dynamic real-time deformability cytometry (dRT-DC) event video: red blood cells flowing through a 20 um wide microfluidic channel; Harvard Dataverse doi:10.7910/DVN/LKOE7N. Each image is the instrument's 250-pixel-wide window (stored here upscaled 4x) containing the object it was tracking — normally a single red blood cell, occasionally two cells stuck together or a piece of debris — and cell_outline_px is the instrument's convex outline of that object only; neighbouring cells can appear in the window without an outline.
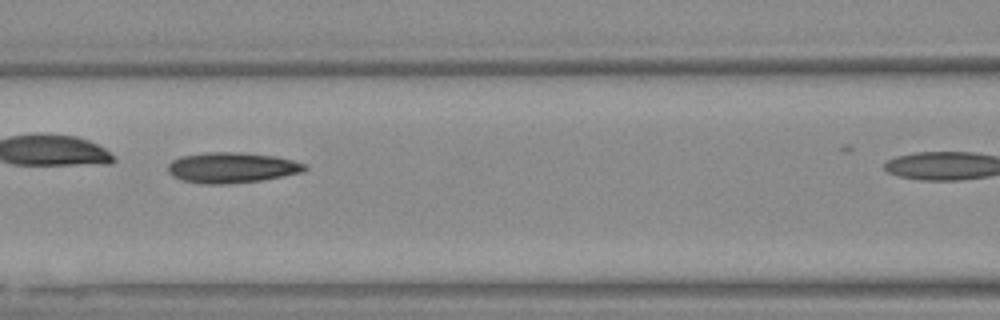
{"species": "Egyptian fruit bat (a non-hibernating species)", "species_latin": "Rousettus aegyptiacus", "temperature_condition": "warm", "stored_images_in_passage": 29, "camera_frame_rate_fps": 3000, "um_per_image_px": 0.085, "animal": {"sex": "female"}, "frame": {"image": 1, "passage_image": 9, "time_ms": 2.667, "image_size_px": [1000, 320], "cell_outline_px": [[308, 168], [304, 172], [264, 180], [228, 184], [200, 184], [180, 180], [172, 176], [168, 172], [168, 164], [172, 160], [180, 156], [204, 152], [240, 152], [276, 156], [292, 160], [304, 164]], "centroid_in_image_um": [19.68, 14.25], "position_along_channel_um": 146.9, "area_um2": 24.74}}